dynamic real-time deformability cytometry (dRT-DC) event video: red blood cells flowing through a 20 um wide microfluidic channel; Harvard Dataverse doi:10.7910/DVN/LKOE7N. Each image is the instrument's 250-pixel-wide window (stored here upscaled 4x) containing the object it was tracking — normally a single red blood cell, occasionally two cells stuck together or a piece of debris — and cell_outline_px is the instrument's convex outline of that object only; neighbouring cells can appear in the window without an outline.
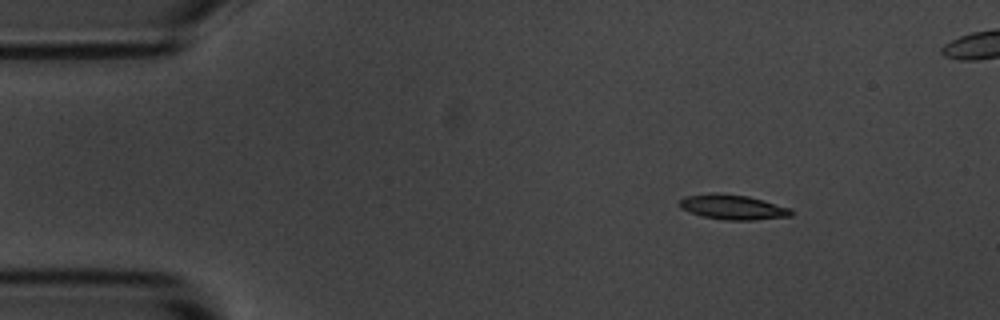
{"species": "common noctule bat (a hibernating species)", "species_latin": "Nyctalus noctula", "temperature_condition": "room temperature", "stored_images_in_passage": 4, "camera_frame_rate_fps": 3000, "um_per_image_px": 0.085, "animal": {"sex": "male", "body_mass_g": 20.1, "forearm_length_mm": 53.5}, "frame": {"image": 1, "passage_image": 1, "time_ms": 0.0, "image_size_px": [1000, 320], "cell_outline_px": [[792, 216], [756, 220], [724, 220], [700, 216], [688, 212], [680, 208], [676, 204], [684, 196], [748, 196], [764, 200], [792, 208]], "centroid_in_image_um": [62.34, 17.66], "position_along_channel_um": 22.7, "area_um2": 15.66}}